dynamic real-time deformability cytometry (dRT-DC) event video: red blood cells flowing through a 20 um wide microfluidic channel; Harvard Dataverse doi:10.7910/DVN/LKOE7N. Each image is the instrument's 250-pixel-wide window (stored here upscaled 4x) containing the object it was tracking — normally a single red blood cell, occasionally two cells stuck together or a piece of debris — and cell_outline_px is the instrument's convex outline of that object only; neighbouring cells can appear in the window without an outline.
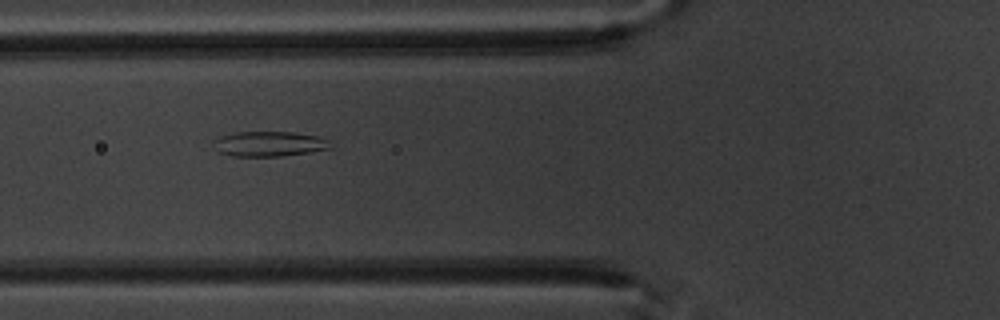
{"species": "common noctule bat (a hibernating species)", "species_latin": "Nyctalus noctula", "temperature_condition": "warm", "stored_images_in_passage": 9, "camera_frame_rate_fps": 3000, "um_per_image_px": 0.085, "animal": {"sex": "male", "body_mass_g": 20.1, "forearm_length_mm": 53.5}, "frame": {"image": 1, "passage_image": 6, "time_ms": 6.667, "image_size_px": [1000, 320], "cell_outline_px": [[332, 148], [308, 152], [280, 156], [232, 156], [216, 152], [212, 140], [220, 136], [232, 132], [292, 132], [320, 136], [328, 140]], "centroid_in_image_um": [22.83, 12.22], "position_along_channel_um": 103.0, "area_um2": 17.22}}
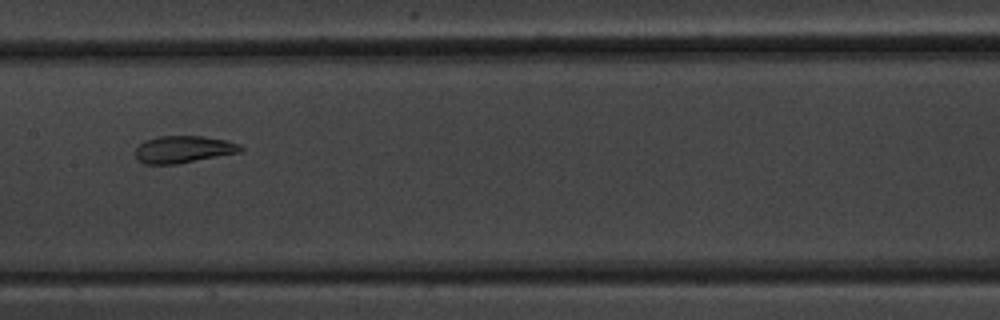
{"frame": {"image": 2, "passage_image": 8, "time_ms": 9.0, "image_size_px": [1000, 320], "cell_outline_px": [[244, 148], [240, 152], [176, 164], [144, 164], [136, 156], [136, 148], [144, 140], [160, 136], [204, 136], [228, 140], [240, 144]], "centroid_in_image_um": [15.61, 12.68], "position_along_channel_um": 191.8, "area_um2": 16.59}}
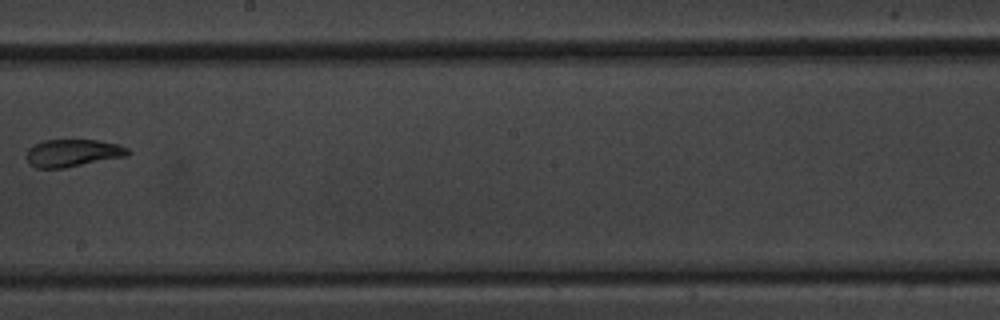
{"frame": {"image": 3, "passage_image": 9, "time_ms": 10.333, "image_size_px": [1000, 320], "cell_outline_px": [[132, 152], [128, 156], [64, 168], [36, 168], [28, 164], [28, 148], [44, 140], [96, 140], [116, 144], [128, 148]], "centroid_in_image_um": [6.21, 13.01], "position_along_channel_um": 242.0, "area_um2": 16.18}}